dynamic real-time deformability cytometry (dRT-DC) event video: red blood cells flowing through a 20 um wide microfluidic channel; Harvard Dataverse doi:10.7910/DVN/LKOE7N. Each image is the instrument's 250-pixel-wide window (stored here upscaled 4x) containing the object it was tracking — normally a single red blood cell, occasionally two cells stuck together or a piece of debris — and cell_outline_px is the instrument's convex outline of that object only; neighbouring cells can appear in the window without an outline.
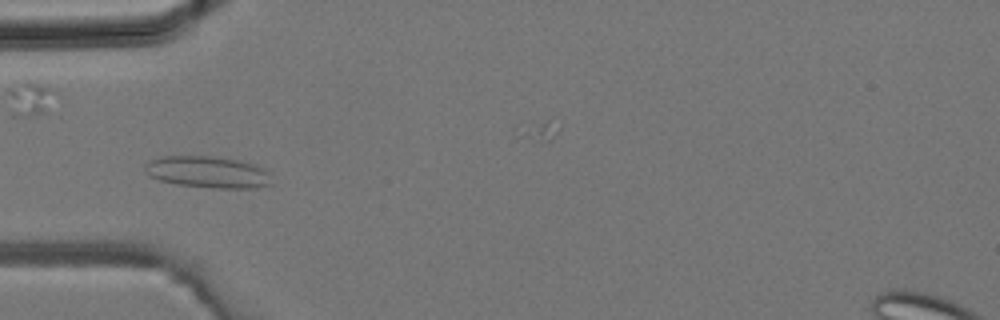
{"species": "common noctule bat (a hibernating species)", "species_latin": "Nyctalus noctula", "temperature_condition": "room temperature", "stored_images_in_passage": 4, "camera_frame_rate_fps": 3000, "um_per_image_px": 0.085, "animal": {"sex": "male", "body_mass_g": 19.2, "forearm_length_mm": 51.8}, "frame": {"image": 1, "passage_image": 3, "time_ms": 0.667, "image_size_px": [1000, 320], "cell_outline_px": [[272, 184], [256, 188], [212, 188], [176, 184], [160, 180], [148, 176], [144, 172], [144, 164], [148, 160], [160, 156], [212, 156], [240, 160], [256, 164], [264, 168], [268, 172]], "centroid_in_image_um": [17.63, 14.62], "position_along_channel_um": 67.4, "area_um2": 23.81}}
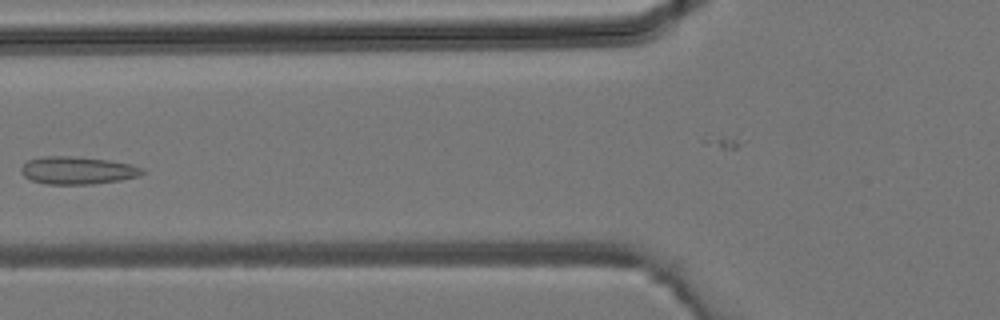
{"frame": {"image": 2, "passage_image": 4, "time_ms": 1.0, "image_size_px": [1000, 320], "cell_outline_px": [[144, 172], [140, 176], [120, 180], [92, 184], [44, 184], [32, 180], [24, 176], [20, 172], [20, 168], [28, 160], [40, 156], [72, 156], [108, 160], [132, 164], [144, 168]], "centroid_in_image_um": [6.59, 14.48], "position_along_channel_um": 119.2, "area_um2": 19.65}}